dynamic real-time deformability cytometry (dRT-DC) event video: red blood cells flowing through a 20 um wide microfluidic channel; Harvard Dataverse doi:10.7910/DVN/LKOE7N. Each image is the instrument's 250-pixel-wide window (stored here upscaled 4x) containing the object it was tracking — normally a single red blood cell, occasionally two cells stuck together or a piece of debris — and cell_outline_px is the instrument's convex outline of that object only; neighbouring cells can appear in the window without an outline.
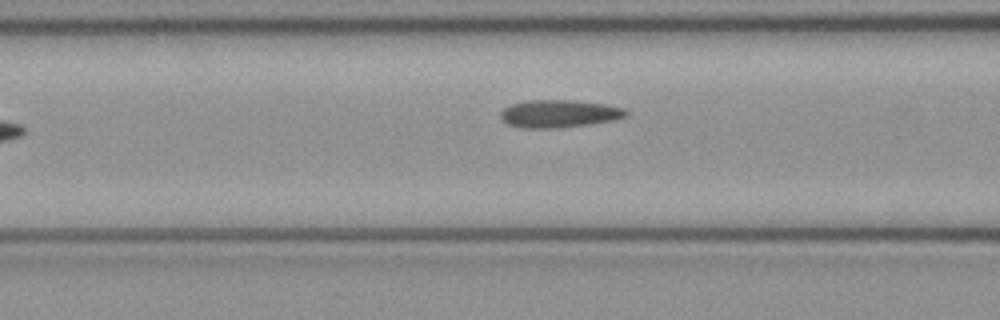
{"species": "common noctule bat (a hibernating species)", "species_latin": "Nyctalus noctula", "temperature_condition": "cold", "stored_images_in_passage": 6, "camera_frame_rate_fps": 3000, "um_per_image_px": 0.085, "animal": {"sex": "female", "body_mass_g": 21.9}, "frame": {"image": 1, "passage_image": 6, "time_ms": 1.667, "image_size_px": [1000, 320], "cell_outline_px": [[628, 116], [616, 120], [560, 128], [520, 128], [508, 124], [500, 116], [500, 112], [504, 108], [512, 104], [528, 100], [572, 100], [608, 104], [624, 108], [628, 112]], "centroid_in_image_um": [47.56, 9.66], "position_along_channel_um": 119.0, "area_um2": 20.4}}